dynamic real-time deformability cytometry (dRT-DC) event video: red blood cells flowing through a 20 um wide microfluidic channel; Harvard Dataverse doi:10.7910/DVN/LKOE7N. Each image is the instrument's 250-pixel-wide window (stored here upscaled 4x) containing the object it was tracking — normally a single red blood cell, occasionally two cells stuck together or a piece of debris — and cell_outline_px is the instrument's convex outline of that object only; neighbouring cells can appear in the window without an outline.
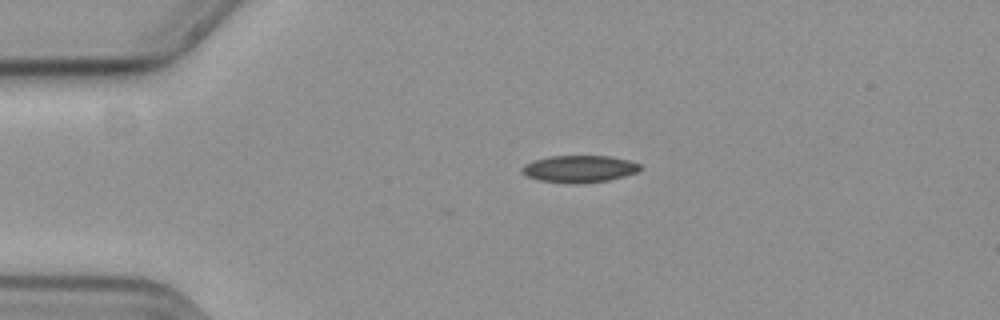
{"species": "common noctule bat (a hibernating species)", "species_latin": "Nyctalus noctula", "temperature_condition": "cold", "stored_images_in_passage": 4, "camera_frame_rate_fps": 3000, "um_per_image_px": 0.085, "animal": {"sex": "female", "body_mass_g": 19.3, "forearm_length_mm": 54.1}, "frame": {"image": 1, "passage_image": 1, "time_ms": 0.0, "image_size_px": [1000, 320], "cell_outline_px": [[640, 168], [636, 172], [624, 176], [608, 180], [540, 180], [528, 176], [520, 168], [524, 164], [532, 160], [548, 156], [612, 156], [628, 160], [640, 164]], "centroid_in_image_um": [49.25, 14.28], "position_along_channel_um": 35.8, "area_um2": 17.51}}